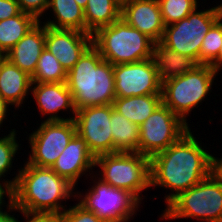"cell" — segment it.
Instances as JSON below:
<instances>
[{
    "label": "cell",
    "instance_id": "7c38bea8",
    "mask_svg": "<svg viewBox=\"0 0 222 222\" xmlns=\"http://www.w3.org/2000/svg\"><path fill=\"white\" fill-rule=\"evenodd\" d=\"M112 104L91 106L76 110L74 122L76 133L82 137L89 151L97 157L113 153V137L111 128Z\"/></svg>",
    "mask_w": 222,
    "mask_h": 222
},
{
    "label": "cell",
    "instance_id": "83f0119b",
    "mask_svg": "<svg viewBox=\"0 0 222 222\" xmlns=\"http://www.w3.org/2000/svg\"><path fill=\"white\" fill-rule=\"evenodd\" d=\"M16 135V129H11L8 135L6 134V136H3L2 134L0 137V180L3 179V181L9 182L13 187L15 186L18 177L15 176L11 180L8 178L6 180L4 178L6 177V174L12 170V164L15 160L14 157H16V153H19L17 151L20 150L19 146H21V144L19 145Z\"/></svg>",
    "mask_w": 222,
    "mask_h": 222
},
{
    "label": "cell",
    "instance_id": "ffe728a7",
    "mask_svg": "<svg viewBox=\"0 0 222 222\" xmlns=\"http://www.w3.org/2000/svg\"><path fill=\"white\" fill-rule=\"evenodd\" d=\"M153 59L161 82L182 76L198 65L190 57L167 48L161 42L154 43Z\"/></svg>",
    "mask_w": 222,
    "mask_h": 222
},
{
    "label": "cell",
    "instance_id": "277c9868",
    "mask_svg": "<svg viewBox=\"0 0 222 222\" xmlns=\"http://www.w3.org/2000/svg\"><path fill=\"white\" fill-rule=\"evenodd\" d=\"M92 45L112 65L134 63L153 57L154 42L122 18L99 28L92 35Z\"/></svg>",
    "mask_w": 222,
    "mask_h": 222
},
{
    "label": "cell",
    "instance_id": "f35d334b",
    "mask_svg": "<svg viewBox=\"0 0 222 222\" xmlns=\"http://www.w3.org/2000/svg\"><path fill=\"white\" fill-rule=\"evenodd\" d=\"M75 1L81 8H83V9L86 8V4H87L88 0H75Z\"/></svg>",
    "mask_w": 222,
    "mask_h": 222
},
{
    "label": "cell",
    "instance_id": "7402d4cb",
    "mask_svg": "<svg viewBox=\"0 0 222 222\" xmlns=\"http://www.w3.org/2000/svg\"><path fill=\"white\" fill-rule=\"evenodd\" d=\"M162 103L161 94L116 97L112 103L115 111L134 124L141 125Z\"/></svg>",
    "mask_w": 222,
    "mask_h": 222
},
{
    "label": "cell",
    "instance_id": "5bb4252c",
    "mask_svg": "<svg viewBox=\"0 0 222 222\" xmlns=\"http://www.w3.org/2000/svg\"><path fill=\"white\" fill-rule=\"evenodd\" d=\"M91 45L92 34L45 25V48L59 60L67 73Z\"/></svg>",
    "mask_w": 222,
    "mask_h": 222
},
{
    "label": "cell",
    "instance_id": "8992f818",
    "mask_svg": "<svg viewBox=\"0 0 222 222\" xmlns=\"http://www.w3.org/2000/svg\"><path fill=\"white\" fill-rule=\"evenodd\" d=\"M218 72L209 64H198L182 76L163 81L162 103L188 125L186 117L210 95Z\"/></svg>",
    "mask_w": 222,
    "mask_h": 222
},
{
    "label": "cell",
    "instance_id": "ac0fdd59",
    "mask_svg": "<svg viewBox=\"0 0 222 222\" xmlns=\"http://www.w3.org/2000/svg\"><path fill=\"white\" fill-rule=\"evenodd\" d=\"M44 48L45 25L39 21L6 53V58L32 76Z\"/></svg>",
    "mask_w": 222,
    "mask_h": 222
},
{
    "label": "cell",
    "instance_id": "74e56055",
    "mask_svg": "<svg viewBox=\"0 0 222 222\" xmlns=\"http://www.w3.org/2000/svg\"><path fill=\"white\" fill-rule=\"evenodd\" d=\"M221 1H220V5L217 4L216 6L214 5V7L212 6V8H211L219 17H222V3H221Z\"/></svg>",
    "mask_w": 222,
    "mask_h": 222
},
{
    "label": "cell",
    "instance_id": "44dd1931",
    "mask_svg": "<svg viewBox=\"0 0 222 222\" xmlns=\"http://www.w3.org/2000/svg\"><path fill=\"white\" fill-rule=\"evenodd\" d=\"M47 10L53 12V20L49 18L45 22L40 21L42 24L55 29H74L86 33L84 9L75 0H48Z\"/></svg>",
    "mask_w": 222,
    "mask_h": 222
},
{
    "label": "cell",
    "instance_id": "2e32d148",
    "mask_svg": "<svg viewBox=\"0 0 222 222\" xmlns=\"http://www.w3.org/2000/svg\"><path fill=\"white\" fill-rule=\"evenodd\" d=\"M121 18L154 43L162 40L165 25L158 0H128L121 4Z\"/></svg>",
    "mask_w": 222,
    "mask_h": 222
},
{
    "label": "cell",
    "instance_id": "5b68a950",
    "mask_svg": "<svg viewBox=\"0 0 222 222\" xmlns=\"http://www.w3.org/2000/svg\"><path fill=\"white\" fill-rule=\"evenodd\" d=\"M97 178L104 184L131 193L140 203L151 188L150 158L138 152H116L95 157Z\"/></svg>",
    "mask_w": 222,
    "mask_h": 222
},
{
    "label": "cell",
    "instance_id": "3957f363",
    "mask_svg": "<svg viewBox=\"0 0 222 222\" xmlns=\"http://www.w3.org/2000/svg\"><path fill=\"white\" fill-rule=\"evenodd\" d=\"M76 110L112 104L116 98L113 65L91 45L67 73Z\"/></svg>",
    "mask_w": 222,
    "mask_h": 222
},
{
    "label": "cell",
    "instance_id": "4dcf8cb0",
    "mask_svg": "<svg viewBox=\"0 0 222 222\" xmlns=\"http://www.w3.org/2000/svg\"><path fill=\"white\" fill-rule=\"evenodd\" d=\"M22 12L33 15L38 21L48 12V0H16ZM46 11V12H45Z\"/></svg>",
    "mask_w": 222,
    "mask_h": 222
},
{
    "label": "cell",
    "instance_id": "60d3db41",
    "mask_svg": "<svg viewBox=\"0 0 222 222\" xmlns=\"http://www.w3.org/2000/svg\"><path fill=\"white\" fill-rule=\"evenodd\" d=\"M5 57H6V54L0 52V65Z\"/></svg>",
    "mask_w": 222,
    "mask_h": 222
},
{
    "label": "cell",
    "instance_id": "d4e9b609",
    "mask_svg": "<svg viewBox=\"0 0 222 222\" xmlns=\"http://www.w3.org/2000/svg\"><path fill=\"white\" fill-rule=\"evenodd\" d=\"M38 22L33 15L25 12L0 21V52L6 54Z\"/></svg>",
    "mask_w": 222,
    "mask_h": 222
},
{
    "label": "cell",
    "instance_id": "8fae6325",
    "mask_svg": "<svg viewBox=\"0 0 222 222\" xmlns=\"http://www.w3.org/2000/svg\"><path fill=\"white\" fill-rule=\"evenodd\" d=\"M75 134L74 120L42 121L39 127L29 134L31 152L26 162L51 168Z\"/></svg>",
    "mask_w": 222,
    "mask_h": 222
},
{
    "label": "cell",
    "instance_id": "f546056e",
    "mask_svg": "<svg viewBox=\"0 0 222 222\" xmlns=\"http://www.w3.org/2000/svg\"><path fill=\"white\" fill-rule=\"evenodd\" d=\"M75 204L61 213L65 222H106L80 202Z\"/></svg>",
    "mask_w": 222,
    "mask_h": 222
},
{
    "label": "cell",
    "instance_id": "d6986e66",
    "mask_svg": "<svg viewBox=\"0 0 222 222\" xmlns=\"http://www.w3.org/2000/svg\"><path fill=\"white\" fill-rule=\"evenodd\" d=\"M31 86V76L5 57L0 65V96L19 109L28 98Z\"/></svg>",
    "mask_w": 222,
    "mask_h": 222
},
{
    "label": "cell",
    "instance_id": "7a4b0ae2",
    "mask_svg": "<svg viewBox=\"0 0 222 222\" xmlns=\"http://www.w3.org/2000/svg\"><path fill=\"white\" fill-rule=\"evenodd\" d=\"M25 163L15 174L13 204L26 215L63 213V201L77 196L75 186L51 168Z\"/></svg>",
    "mask_w": 222,
    "mask_h": 222
},
{
    "label": "cell",
    "instance_id": "9a60e30c",
    "mask_svg": "<svg viewBox=\"0 0 222 222\" xmlns=\"http://www.w3.org/2000/svg\"><path fill=\"white\" fill-rule=\"evenodd\" d=\"M30 93L36 101L40 115H44V118L48 115L45 121L74 120L76 109L73 104L72 94L66 82L32 83ZM60 111H67L73 115L65 118L58 114Z\"/></svg>",
    "mask_w": 222,
    "mask_h": 222
},
{
    "label": "cell",
    "instance_id": "e575fe53",
    "mask_svg": "<svg viewBox=\"0 0 222 222\" xmlns=\"http://www.w3.org/2000/svg\"><path fill=\"white\" fill-rule=\"evenodd\" d=\"M12 211L14 212H19L21 213L23 216L26 215L24 214L19 208H17L15 205L11 206L8 211H5L4 213L0 214V222H22L21 220L19 221L18 218L14 217V213L13 215H11ZM26 222V221H23Z\"/></svg>",
    "mask_w": 222,
    "mask_h": 222
},
{
    "label": "cell",
    "instance_id": "ba28073f",
    "mask_svg": "<svg viewBox=\"0 0 222 222\" xmlns=\"http://www.w3.org/2000/svg\"><path fill=\"white\" fill-rule=\"evenodd\" d=\"M219 18L210 7L203 10L197 7L186 18L165 26L160 42L199 64V50L204 36Z\"/></svg>",
    "mask_w": 222,
    "mask_h": 222
},
{
    "label": "cell",
    "instance_id": "9c48e42d",
    "mask_svg": "<svg viewBox=\"0 0 222 222\" xmlns=\"http://www.w3.org/2000/svg\"><path fill=\"white\" fill-rule=\"evenodd\" d=\"M97 180L95 177L93 186L85 190V195L77 191L76 199L106 222L131 221L142 203L128 191L110 187Z\"/></svg>",
    "mask_w": 222,
    "mask_h": 222
},
{
    "label": "cell",
    "instance_id": "f1b7e54d",
    "mask_svg": "<svg viewBox=\"0 0 222 222\" xmlns=\"http://www.w3.org/2000/svg\"><path fill=\"white\" fill-rule=\"evenodd\" d=\"M198 0H158L161 17L165 26L186 18L197 7Z\"/></svg>",
    "mask_w": 222,
    "mask_h": 222
},
{
    "label": "cell",
    "instance_id": "8d00e7d4",
    "mask_svg": "<svg viewBox=\"0 0 222 222\" xmlns=\"http://www.w3.org/2000/svg\"><path fill=\"white\" fill-rule=\"evenodd\" d=\"M215 174L222 180V157L214 156V169Z\"/></svg>",
    "mask_w": 222,
    "mask_h": 222
},
{
    "label": "cell",
    "instance_id": "484cf974",
    "mask_svg": "<svg viewBox=\"0 0 222 222\" xmlns=\"http://www.w3.org/2000/svg\"><path fill=\"white\" fill-rule=\"evenodd\" d=\"M32 83H60L67 81V72L59 60L46 48L43 49L37 62Z\"/></svg>",
    "mask_w": 222,
    "mask_h": 222
},
{
    "label": "cell",
    "instance_id": "cb8c5ba5",
    "mask_svg": "<svg viewBox=\"0 0 222 222\" xmlns=\"http://www.w3.org/2000/svg\"><path fill=\"white\" fill-rule=\"evenodd\" d=\"M113 153L138 152L139 125L132 123L114 109L111 112Z\"/></svg>",
    "mask_w": 222,
    "mask_h": 222
},
{
    "label": "cell",
    "instance_id": "1f68e13d",
    "mask_svg": "<svg viewBox=\"0 0 222 222\" xmlns=\"http://www.w3.org/2000/svg\"><path fill=\"white\" fill-rule=\"evenodd\" d=\"M21 12L16 0H0V21L19 15Z\"/></svg>",
    "mask_w": 222,
    "mask_h": 222
},
{
    "label": "cell",
    "instance_id": "4fadbf2b",
    "mask_svg": "<svg viewBox=\"0 0 222 222\" xmlns=\"http://www.w3.org/2000/svg\"><path fill=\"white\" fill-rule=\"evenodd\" d=\"M113 74L116 97L161 94L162 82L153 57L113 65Z\"/></svg>",
    "mask_w": 222,
    "mask_h": 222
},
{
    "label": "cell",
    "instance_id": "d590c367",
    "mask_svg": "<svg viewBox=\"0 0 222 222\" xmlns=\"http://www.w3.org/2000/svg\"><path fill=\"white\" fill-rule=\"evenodd\" d=\"M9 107L11 106H9V104L0 96V128L3 127V122L8 119V110L10 111Z\"/></svg>",
    "mask_w": 222,
    "mask_h": 222
},
{
    "label": "cell",
    "instance_id": "d6a6232c",
    "mask_svg": "<svg viewBox=\"0 0 222 222\" xmlns=\"http://www.w3.org/2000/svg\"><path fill=\"white\" fill-rule=\"evenodd\" d=\"M0 214L4 213L6 210H3L4 208L2 207H7L6 209H9L11 206H13V197H14V193H13V186L6 181H1L0 180ZM5 197H7V203L5 202ZM7 204V205H5ZM4 205V206H3Z\"/></svg>",
    "mask_w": 222,
    "mask_h": 222
},
{
    "label": "cell",
    "instance_id": "836d02e7",
    "mask_svg": "<svg viewBox=\"0 0 222 222\" xmlns=\"http://www.w3.org/2000/svg\"><path fill=\"white\" fill-rule=\"evenodd\" d=\"M24 220L26 222H65L62 217V214L24 215Z\"/></svg>",
    "mask_w": 222,
    "mask_h": 222
},
{
    "label": "cell",
    "instance_id": "e0dca14e",
    "mask_svg": "<svg viewBox=\"0 0 222 222\" xmlns=\"http://www.w3.org/2000/svg\"><path fill=\"white\" fill-rule=\"evenodd\" d=\"M93 167L95 168V157L89 151L86 141L76 133L51 169L76 186L84 174L86 178L93 174Z\"/></svg>",
    "mask_w": 222,
    "mask_h": 222
},
{
    "label": "cell",
    "instance_id": "b9f144b4",
    "mask_svg": "<svg viewBox=\"0 0 222 222\" xmlns=\"http://www.w3.org/2000/svg\"><path fill=\"white\" fill-rule=\"evenodd\" d=\"M118 1L122 4L123 2H126L128 0H118Z\"/></svg>",
    "mask_w": 222,
    "mask_h": 222
},
{
    "label": "cell",
    "instance_id": "603a6c76",
    "mask_svg": "<svg viewBox=\"0 0 222 222\" xmlns=\"http://www.w3.org/2000/svg\"><path fill=\"white\" fill-rule=\"evenodd\" d=\"M84 16L86 33L93 35L99 28L121 18V3L118 0H88Z\"/></svg>",
    "mask_w": 222,
    "mask_h": 222
},
{
    "label": "cell",
    "instance_id": "30bf717a",
    "mask_svg": "<svg viewBox=\"0 0 222 222\" xmlns=\"http://www.w3.org/2000/svg\"><path fill=\"white\" fill-rule=\"evenodd\" d=\"M139 129L138 153L151 158L177 142L191 128L161 103Z\"/></svg>",
    "mask_w": 222,
    "mask_h": 222
},
{
    "label": "cell",
    "instance_id": "52a82bcc",
    "mask_svg": "<svg viewBox=\"0 0 222 222\" xmlns=\"http://www.w3.org/2000/svg\"><path fill=\"white\" fill-rule=\"evenodd\" d=\"M164 209L160 219L195 218L201 222L222 219V180L213 171L197 185L180 193Z\"/></svg>",
    "mask_w": 222,
    "mask_h": 222
},
{
    "label": "cell",
    "instance_id": "6da1fadb",
    "mask_svg": "<svg viewBox=\"0 0 222 222\" xmlns=\"http://www.w3.org/2000/svg\"><path fill=\"white\" fill-rule=\"evenodd\" d=\"M201 144L190 129L177 142L150 158L151 187L171 190L164 197L166 206L213 172L214 156Z\"/></svg>",
    "mask_w": 222,
    "mask_h": 222
},
{
    "label": "cell",
    "instance_id": "4316f807",
    "mask_svg": "<svg viewBox=\"0 0 222 222\" xmlns=\"http://www.w3.org/2000/svg\"><path fill=\"white\" fill-rule=\"evenodd\" d=\"M222 45V17H220L204 36L199 50V64H209L219 71V49Z\"/></svg>",
    "mask_w": 222,
    "mask_h": 222
},
{
    "label": "cell",
    "instance_id": "ab89813d",
    "mask_svg": "<svg viewBox=\"0 0 222 222\" xmlns=\"http://www.w3.org/2000/svg\"><path fill=\"white\" fill-rule=\"evenodd\" d=\"M222 70V45L219 49V71Z\"/></svg>",
    "mask_w": 222,
    "mask_h": 222
}]
</instances>
